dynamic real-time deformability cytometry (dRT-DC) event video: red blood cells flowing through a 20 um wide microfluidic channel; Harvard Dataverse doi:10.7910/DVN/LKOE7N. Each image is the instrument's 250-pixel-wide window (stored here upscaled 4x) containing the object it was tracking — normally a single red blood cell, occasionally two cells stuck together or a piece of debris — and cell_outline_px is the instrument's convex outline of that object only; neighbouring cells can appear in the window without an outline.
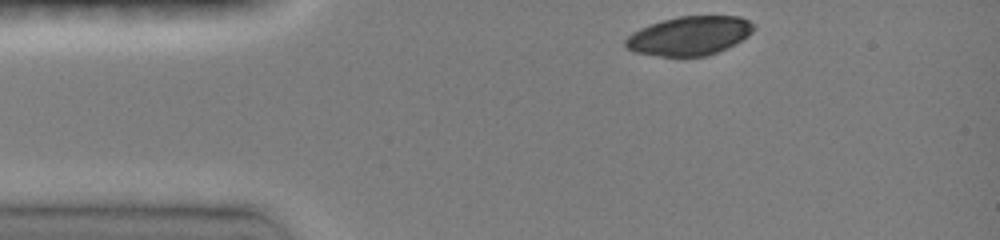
{"species": "common noctule bat (a hibernating species)", "species_latin": "Nyctalus noctula", "temperature_condition": "room temperature", "stored_images_in_passage": 3, "camera_frame_rate_fps": 3000, "um_per_image_px": 0.085, "animal": {"sex": "female", "body_mass_g": 19.0, "forearm_length_mm": 51.5}, "frame": {"image": 1, "passage_image": 1, "time_ms": 0.0, "image_size_px": [1000, 240], "cell_outline_px": [[756, 28], [748, 36], [708, 56], [660, 56], [636, 52], [624, 48], [624, 40], [632, 32], [640, 28], [664, 20], [680, 16], [740, 16], [756, 24]], "centroid_in_image_um": [58.59, 3.03], "position_along_channel_um": 26.4, "area_um2": 28.96}}